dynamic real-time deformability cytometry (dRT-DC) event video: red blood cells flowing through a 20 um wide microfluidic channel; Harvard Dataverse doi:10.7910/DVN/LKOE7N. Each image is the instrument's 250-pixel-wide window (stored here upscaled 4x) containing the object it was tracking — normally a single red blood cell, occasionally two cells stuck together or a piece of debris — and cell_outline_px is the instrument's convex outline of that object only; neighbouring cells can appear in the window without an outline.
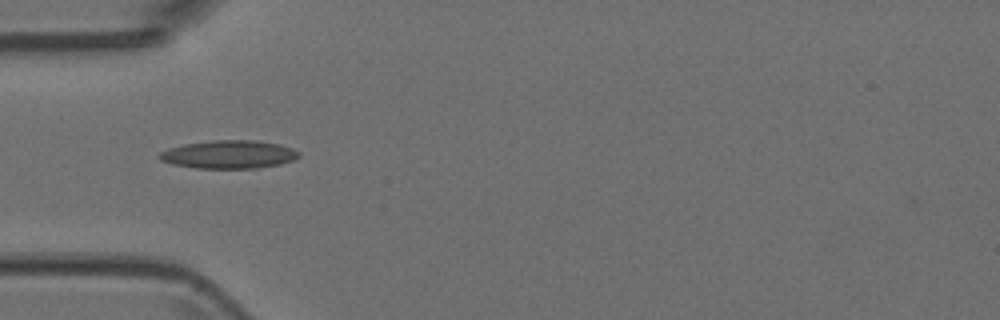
{"species": "Egyptian fruit bat (a non-hibernating species)", "species_latin": "Rousettus aegyptiacus", "temperature_condition": "room temperature", "stored_images_in_passage": 7, "camera_frame_rate_fps": 3000, "um_per_image_px": 0.085, "animal": {"sex": "female"}, "frame": {"image": 1, "passage_image": 4, "time_ms": 1.0, "image_size_px": [1000, 320], "cell_outline_px": [[300, 156], [292, 160], [280, 164], [256, 168], [196, 168], [172, 164], [160, 160], [156, 156], [160, 152], [168, 148], [184, 144], [212, 140], [256, 140], [280, 144], [292, 148], [300, 152]], "centroid_in_image_um": [19.44, 13.12], "position_along_channel_um": 65.6, "area_um2": 23.0}}
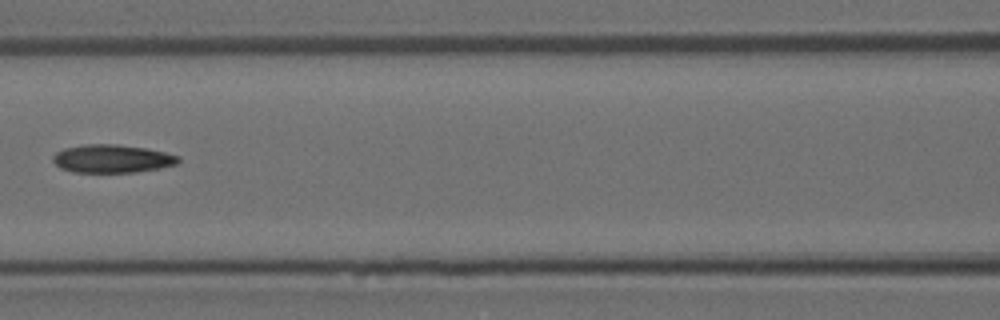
{"frame": {"image": 2, "passage_image": 6, "time_ms": 1.667, "image_size_px": [1000, 320], "cell_outline_px": [[180, 160], [176, 164], [160, 168], [136, 172], [72, 172], [60, 168], [52, 160], [52, 156], [56, 152], [64, 148], [84, 144], [116, 144], [148, 148], [180, 156]], "centroid_in_image_um": [9.52, 13.48], "position_along_channel_um": 157.1, "area_um2": 20.69}}
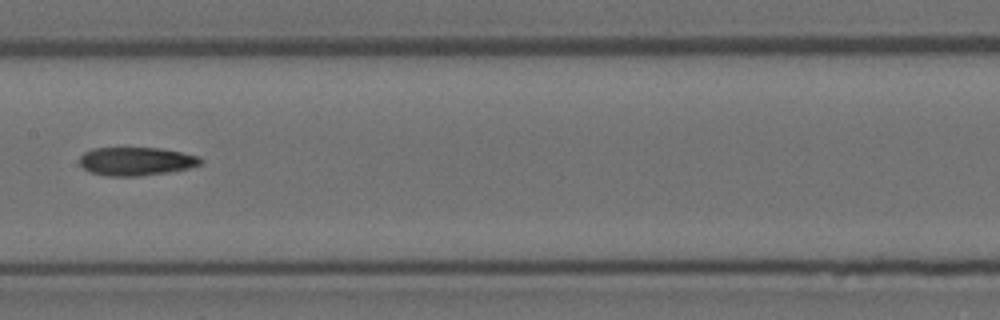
{"frame": {"image": 3, "passage_image": 7, "time_ms": 2.0, "image_size_px": [1000, 320], "cell_outline_px": [[204, 160], [200, 164], [188, 168], [168, 172], [136, 176], [108, 176], [88, 172], [80, 164], [80, 156], [84, 152], [92, 148], [124, 144], [160, 148], [200, 156]], "centroid_in_image_um": [11.52, 13.65], "position_along_channel_um": 195.9, "area_um2": 20.98}}